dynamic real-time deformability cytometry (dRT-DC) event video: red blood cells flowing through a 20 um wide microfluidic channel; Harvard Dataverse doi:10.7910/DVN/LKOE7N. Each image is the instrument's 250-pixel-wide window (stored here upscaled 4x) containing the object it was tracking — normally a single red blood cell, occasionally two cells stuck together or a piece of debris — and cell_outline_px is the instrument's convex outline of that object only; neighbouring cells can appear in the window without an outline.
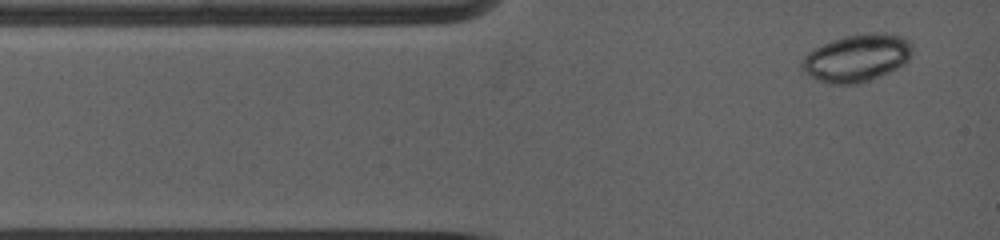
{"species": "common noctule bat (a hibernating species)", "species_latin": "Nyctalus noctula", "temperature_condition": "warm", "stored_images_in_passage": 31, "camera_frame_rate_fps": 5000, "um_per_image_px": 0.085, "animal": {"sex": "female", "body_mass_g": 19.0, "forearm_length_mm": 53.3}, "frame": {"image": 1, "passage_image": 1, "time_ms": 0.0, "image_size_px": [1000, 240], "cell_outline_px": [[912, 48], [908, 60], [904, 64], [872, 80], [860, 84], [828, 84], [804, 72], [800, 68], [800, 60], [808, 52], [832, 40], [844, 36], [868, 32], [884, 32], [904, 36], [912, 40]], "centroid_in_image_um": [72.85, 4.91], "position_along_channel_um": 12.1, "area_um2": 30.87}}
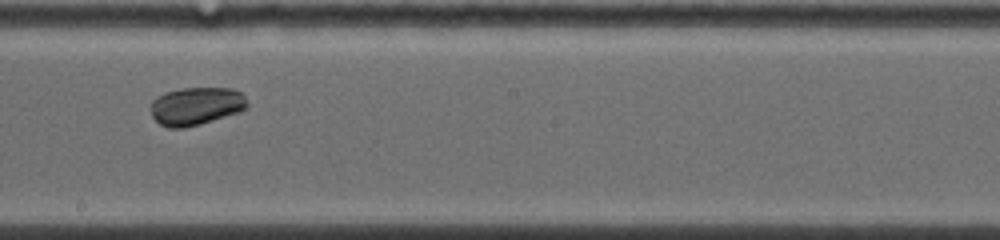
{"frame": {"image": 2, "passage_image": 15, "time_ms": 6.6, "image_size_px": [1000, 240], "cell_outline_px": [[248, 108], [240, 112], [200, 124], [184, 128], [168, 128], [160, 124], [152, 116], [152, 100], [156, 96], [164, 92], [180, 88], [232, 88], [240, 92], [244, 96], [248, 104]], "centroid_in_image_um": [16.67, 9.01], "position_along_channel_um": 231.5, "area_um2": 21.5}}
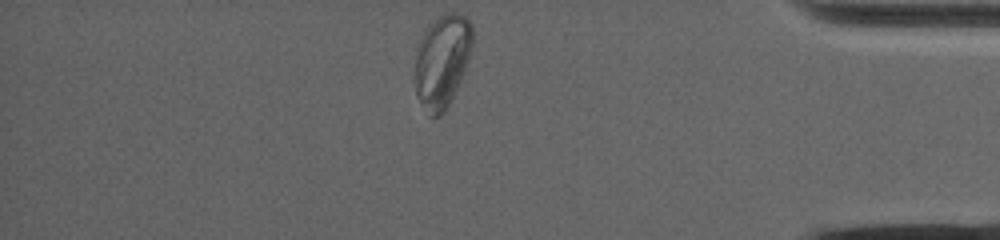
{"frame": {"image": 3, "passage_image": 31, "time_ms": 11.8, "image_size_px": [1000, 240], "cell_outline_px": [[472, 44], [464, 72], [444, 112], [440, 116], [432, 120], [428, 116], [416, 96], [412, 76], [416, 48], [428, 24], [444, 12], [456, 12], [464, 16], [472, 24]], "centroid_in_image_um": [37.51, 5.2], "position_along_channel_um": 397.7, "area_um2": 31.85}, "authors_computed_cell_mechanics": {"area_um2": 22.7154, "velocity_mm_per_s": 3.8637, "shape_relaxation_time_tau1_ms": null, "shape_relaxation_time_tau2_ms": 3.3725, "deformation_change_tau1": null, "deformation_change_tau2": 0.0275}}